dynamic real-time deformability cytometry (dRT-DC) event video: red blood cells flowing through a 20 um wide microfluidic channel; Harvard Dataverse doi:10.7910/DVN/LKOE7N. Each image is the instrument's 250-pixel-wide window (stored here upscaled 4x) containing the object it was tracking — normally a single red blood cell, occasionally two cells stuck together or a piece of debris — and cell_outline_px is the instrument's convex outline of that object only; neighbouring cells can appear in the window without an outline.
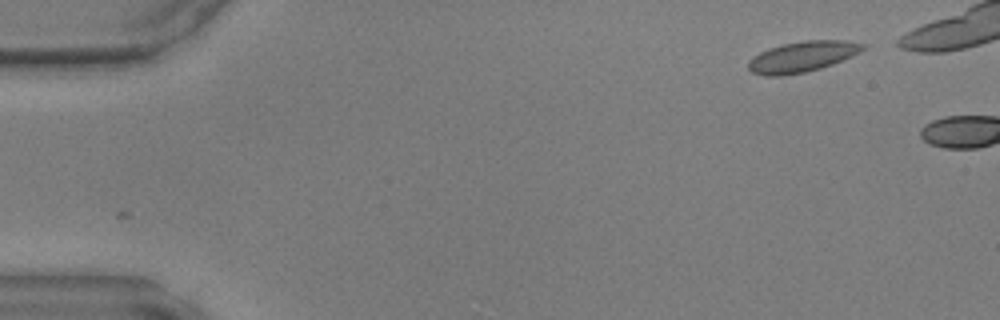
{"species": "common noctule bat (a hibernating species)", "species_latin": "Nyctalus noctula", "temperature_condition": "warm", "stored_images_in_passage": 3, "camera_frame_rate_fps": 3000, "um_per_image_px": 0.085, "animal": {"sex": "male", "body_mass_g": 17.9, "forearm_length_mm": 54.2}, "frame": {"image": 1, "passage_image": 1, "time_ms": 0.0, "image_size_px": [1000, 320], "cell_outline_px": [[868, 44], [860, 52], [852, 56], [832, 64], [820, 68], [804, 72], [784, 76], [764, 76], [752, 72], [748, 68], [748, 60], [760, 52], [784, 44], [804, 40], [844, 40]], "centroid_in_image_um": [68.2, 4.82], "position_along_channel_um": 16.8, "area_um2": 20.4}}